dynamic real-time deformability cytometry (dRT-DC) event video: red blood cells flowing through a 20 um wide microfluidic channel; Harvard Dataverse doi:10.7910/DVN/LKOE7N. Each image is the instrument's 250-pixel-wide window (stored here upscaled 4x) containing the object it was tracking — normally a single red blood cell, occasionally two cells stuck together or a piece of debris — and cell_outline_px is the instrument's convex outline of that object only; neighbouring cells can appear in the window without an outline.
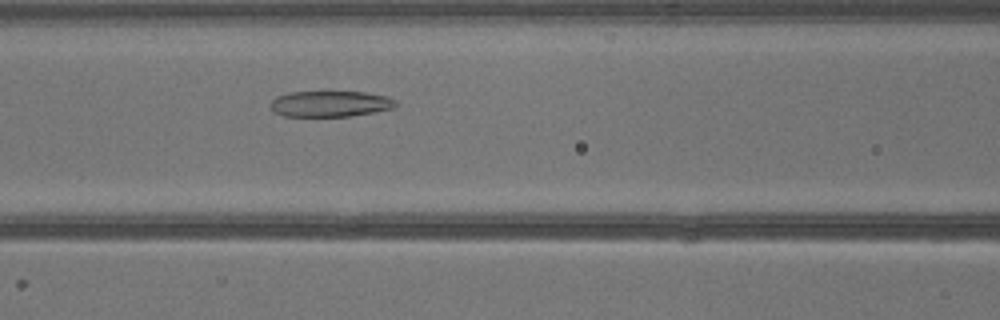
{"species": "common noctule bat (a hibernating species)", "species_latin": "Nyctalus noctula", "temperature_condition": "warm", "stored_images_in_passage": 36, "camera_frame_rate_fps": 3000, "um_per_image_px": 0.085, "animal": {"sex": "male", "body_mass_g": 13.3}, "frame": {"image": 1, "passage_image": 13, "time_ms": 4.0, "image_size_px": [1000, 320], "cell_outline_px": [[396, 108], [348, 116], [284, 116], [272, 112], [268, 104], [276, 96], [288, 92], [364, 92], [388, 96], [396, 100]], "centroid_in_image_um": [28.03, 8.82], "position_along_channel_um": 138.6, "area_um2": 19.07}}
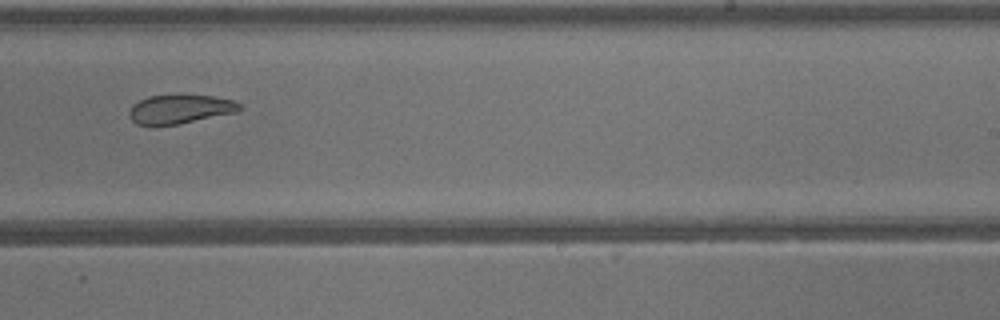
{"frame": {"image": 2, "passage_image": 21, "time_ms": 6.667, "image_size_px": [1000, 320], "cell_outline_px": [[240, 108], [236, 112], [176, 124], [136, 124], [128, 116], [128, 112], [132, 104], [148, 96], [212, 96], [232, 100], [240, 104]], "centroid_in_image_um": [15.25, 9.27], "position_along_channel_um": 273.8, "area_um2": 17.98}}
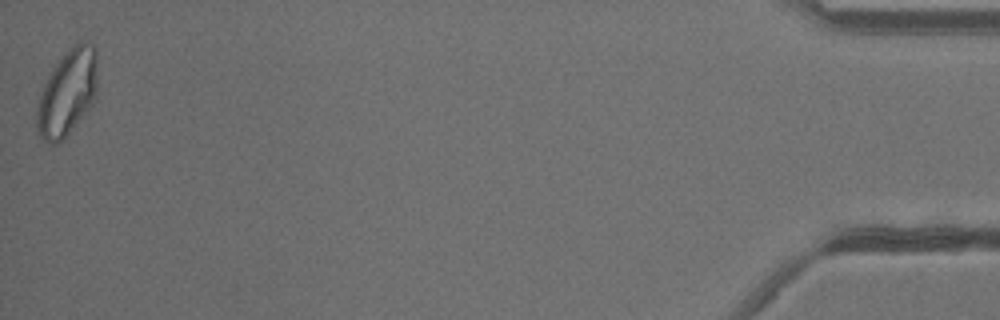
{"frame": {"image": 3, "passage_image": 36, "time_ms": 11.667, "image_size_px": [1000, 320], "cell_outline_px": [[96, 96], [92, 104], [68, 132], [56, 144], [48, 144], [40, 140], [36, 128], [36, 112], [40, 96], [48, 72], [80, 40], [92, 44], [96, 48]], "centroid_in_image_um": [5.7, 7.9], "position_along_channel_um": 429.5, "area_um2": 29.94}}